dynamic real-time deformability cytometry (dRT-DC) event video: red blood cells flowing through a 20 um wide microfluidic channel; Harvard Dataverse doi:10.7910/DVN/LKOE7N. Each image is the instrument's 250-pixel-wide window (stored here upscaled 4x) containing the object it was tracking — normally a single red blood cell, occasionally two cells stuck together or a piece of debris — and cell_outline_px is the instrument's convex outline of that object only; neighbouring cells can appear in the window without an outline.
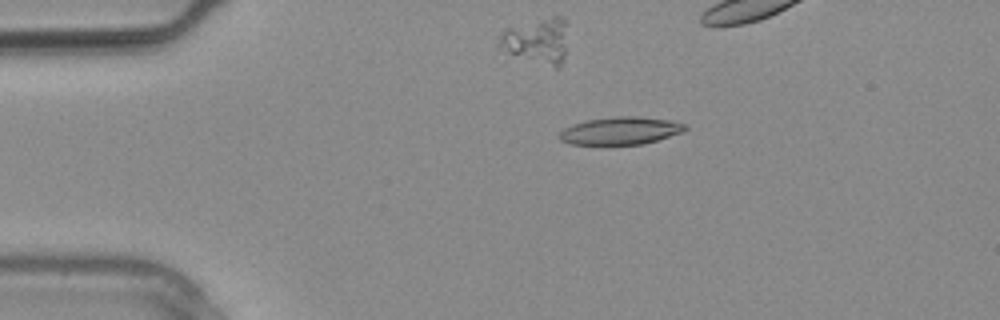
{"species": "common noctule bat (a hibernating species)", "species_latin": "Nyctalus noctula", "temperature_condition": "warm", "stored_images_in_passage": 2, "camera_frame_rate_fps": 3000, "um_per_image_px": 0.085, "animal": {"sex": "male", "body_mass_g": 20.4}, "frame": {"image": 1, "passage_image": 1, "time_ms": 0.0, "image_size_px": [1000, 320], "cell_outline_px": [[688, 128], [680, 132], [644, 144], [568, 144], [560, 140], [556, 136], [564, 128], [572, 124], [588, 120], [616, 116], [636, 116], [672, 120], [684, 124]], "centroid_in_image_um": [52.69, 11.11], "position_along_channel_um": 32.3, "area_um2": 20.11}}